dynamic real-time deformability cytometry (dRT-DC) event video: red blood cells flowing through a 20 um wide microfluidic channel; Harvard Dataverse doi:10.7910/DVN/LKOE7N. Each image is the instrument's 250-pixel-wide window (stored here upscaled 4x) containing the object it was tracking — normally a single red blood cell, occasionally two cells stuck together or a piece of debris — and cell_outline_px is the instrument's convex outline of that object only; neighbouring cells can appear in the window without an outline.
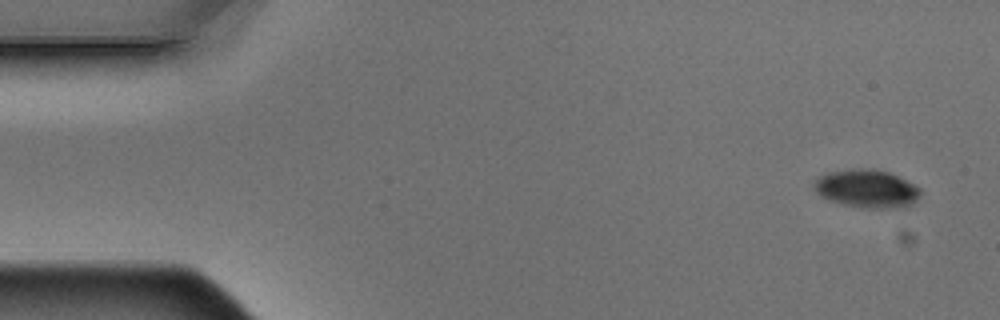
{"species": "Egyptian fruit bat (a non-hibernating species)", "species_latin": "Rousettus aegyptiacus", "temperature_condition": "warm", "stored_images_in_passage": 4, "camera_frame_rate_fps": 3000, "um_per_image_px": 0.085, "animal": {"sex": "male"}, "frame": {"image": 1, "passage_image": 1, "time_ms": 0.0, "image_size_px": [1000, 320], "cell_outline_px": [[920, 192], [916, 200], [912, 204], [904, 208], [860, 208], [828, 200], [820, 196], [816, 192], [812, 184], [824, 172], [856, 168], [872, 168], [888, 172], [920, 188]], "centroid_in_image_um": [73.63, 16.04], "position_along_channel_um": 11.4, "area_um2": 23.76}}
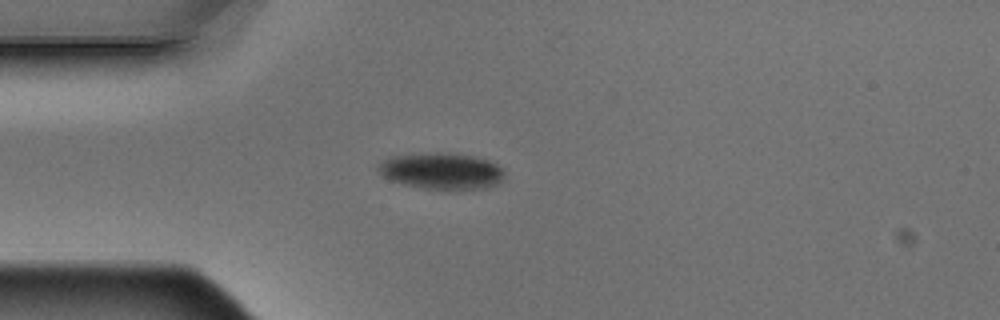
{"frame": {"image": 2, "passage_image": 4, "time_ms": 1.0, "image_size_px": [1000, 320], "cell_outline_px": [[504, 180], [488, 188], [440, 192], [420, 188], [388, 180], [376, 168], [376, 164], [392, 156], [436, 152], [448, 152], [472, 156], [488, 160], [504, 168]], "centroid_in_image_um": [37.55, 14.57], "position_along_channel_um": 47.4, "area_um2": 27.69}}